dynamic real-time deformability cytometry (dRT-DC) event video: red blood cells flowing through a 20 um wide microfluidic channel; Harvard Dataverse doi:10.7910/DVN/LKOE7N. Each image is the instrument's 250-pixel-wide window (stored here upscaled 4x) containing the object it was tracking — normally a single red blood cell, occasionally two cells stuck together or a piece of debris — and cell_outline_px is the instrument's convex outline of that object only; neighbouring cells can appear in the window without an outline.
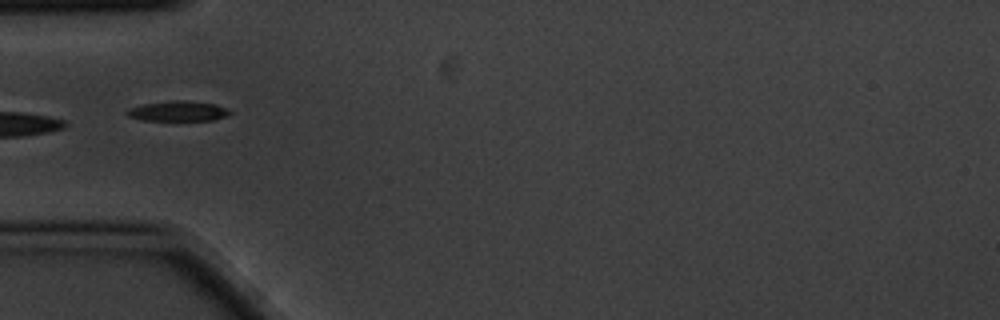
{"species": "common noctule bat (a hibernating species)", "species_latin": "Nyctalus noctula", "temperature_condition": "cold", "stored_images_in_passage": 14, "camera_frame_rate_fps": 3000, "um_per_image_px": 0.085, "animal": {"sex": "male", "body_mass_g": 20.1, "forearm_length_mm": 53.5}, "frame": {"image": 1, "passage_image": 3, "time_ms": 0.667, "image_size_px": [1000, 320], "cell_outline_px": [[232, 112], [224, 116], [212, 120], [144, 120], [128, 116], [124, 112], [128, 108], [144, 104], [172, 100], [184, 100], [216, 104]], "centroid_in_image_um": [15.08, 9.43], "position_along_channel_um": 69.9, "area_um2": 11.91}}